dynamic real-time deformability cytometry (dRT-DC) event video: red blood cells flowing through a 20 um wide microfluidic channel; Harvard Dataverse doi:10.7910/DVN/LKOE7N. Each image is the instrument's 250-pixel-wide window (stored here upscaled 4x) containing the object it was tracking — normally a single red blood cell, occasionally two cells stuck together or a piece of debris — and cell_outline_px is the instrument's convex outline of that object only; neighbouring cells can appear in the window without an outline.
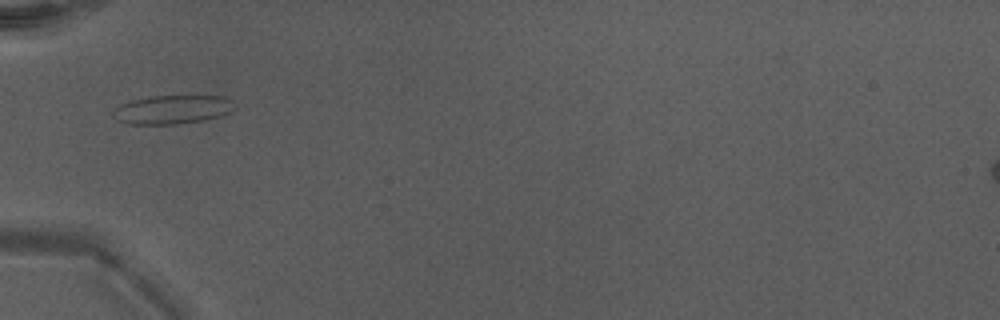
{"species": "Egyptian fruit bat (a non-hibernating species)", "species_latin": "Rousettus aegyptiacus", "temperature_condition": "warm", "stored_images_in_passage": 32, "camera_frame_rate_fps": 3000, "um_per_image_px": 0.085, "animal": {"sex": "male"}, "frame": {"image": 1, "passage_image": 1, "time_ms": 0.0, "image_size_px": [1000, 320], "cell_outline_px": [[236, 108], [228, 112], [216, 116], [200, 120], [172, 124], [128, 124], [116, 120], [112, 116], [112, 112], [120, 104], [132, 100], [152, 96], [224, 96], [232, 100]], "centroid_in_image_um": [14.6, 9.3], "position_along_channel_um": 70.4, "area_um2": 20.11}}
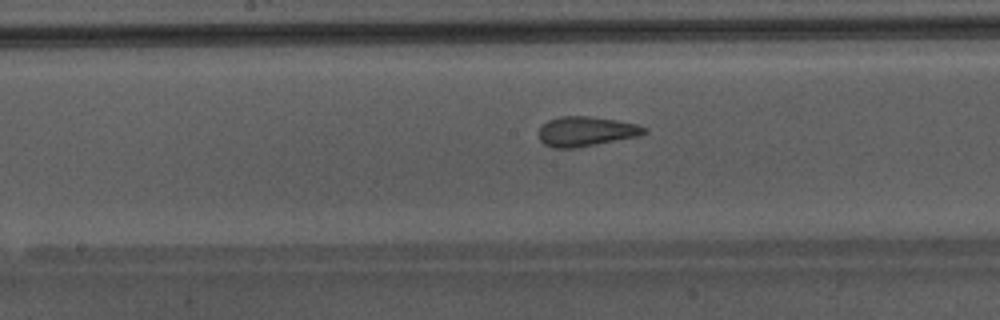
{"frame": {"image": 2, "passage_image": 10, "time_ms": 3.0, "image_size_px": [1000, 320], "cell_outline_px": [[648, 132], [640, 136], [576, 148], [552, 148], [544, 144], [540, 140], [540, 128], [548, 120], [560, 116], [588, 116], [616, 120], [640, 124], [648, 128]], "centroid_in_image_um": [49.87, 11.17], "position_along_channel_um": 198.3, "area_um2": 18.44}}
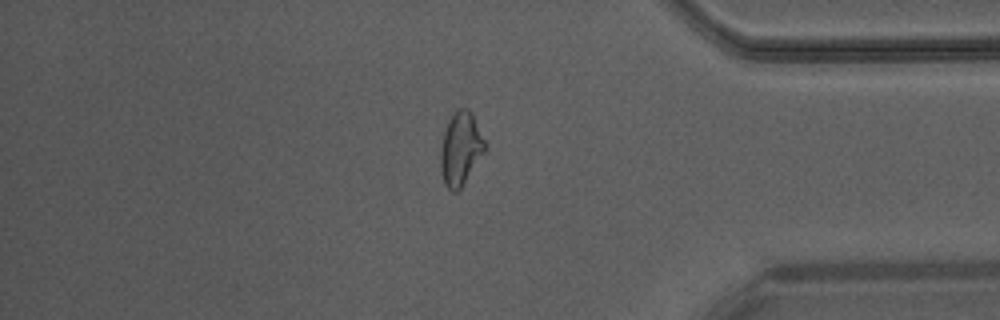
{"frame": {"image": 3, "passage_image": 25, "time_ms": 8.0, "image_size_px": [1000, 320], "cell_outline_px": [[484, 152], [460, 188], [456, 192], [452, 192], [444, 184], [440, 172], [440, 148], [444, 132], [448, 120], [452, 112], [456, 108], [468, 108], [472, 112], [484, 140]], "centroid_in_image_um": [39.11, 12.61], "position_along_channel_um": 396.1, "area_um2": 18.84}, "authors_computed_cell_mechanics": {"area_um2": 18.4671, "velocity_mm_per_s": 4.3244, "shape_relaxation_time_tau1_ms": null, "shape_relaxation_time_tau2_ms": 1.094, "deformation_change_tau1": null, "deformation_change_tau2": 0.0929}}